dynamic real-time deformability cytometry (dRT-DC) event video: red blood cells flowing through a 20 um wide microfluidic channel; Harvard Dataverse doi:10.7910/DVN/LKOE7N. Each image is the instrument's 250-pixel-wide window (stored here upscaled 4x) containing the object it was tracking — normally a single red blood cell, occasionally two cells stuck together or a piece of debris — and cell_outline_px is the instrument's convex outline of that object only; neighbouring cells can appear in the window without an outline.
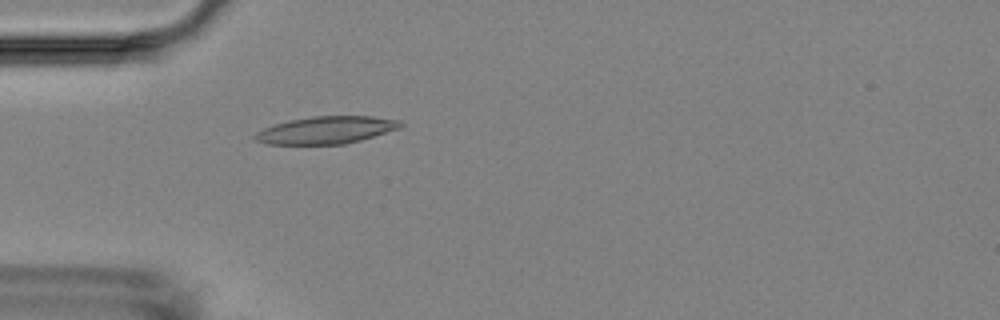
{"species": "Egyptian fruit bat (a non-hibernating species)", "species_latin": "Rousettus aegyptiacus", "temperature_condition": "room temperature", "stored_images_in_passage": 5, "camera_frame_rate_fps": 3000, "um_per_image_px": 0.085, "animal": {"sex": "female"}, "frame": {"image": 1, "passage_image": 5, "time_ms": 5.333, "image_size_px": [1000, 320], "cell_outline_px": [[404, 124], [400, 128], [360, 140], [344, 144], [264, 144], [252, 140], [252, 136], [256, 132], [264, 128], [288, 120], [312, 116], [372, 116], [400, 120]], "centroid_in_image_um": [27.69, 11.05], "position_along_channel_um": 57.3, "area_um2": 23.29}}